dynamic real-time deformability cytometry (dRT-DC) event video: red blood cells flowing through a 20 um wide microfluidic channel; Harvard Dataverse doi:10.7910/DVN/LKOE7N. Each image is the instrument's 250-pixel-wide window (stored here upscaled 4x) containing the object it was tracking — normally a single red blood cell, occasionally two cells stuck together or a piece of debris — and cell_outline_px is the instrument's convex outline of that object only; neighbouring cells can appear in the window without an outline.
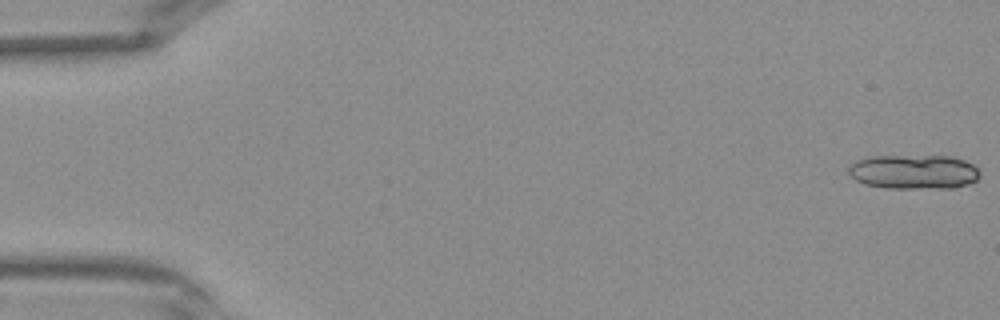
{"species": "Egyptian fruit bat (a non-hibernating species)", "species_latin": "Rousettus aegyptiacus", "temperature_condition": "warm", "stored_images_in_passage": 42, "camera_frame_rate_fps": 3000, "um_per_image_px": 0.085, "frame": {"image": 1, "passage_image": 1, "time_ms": 0.0, "image_size_px": [1000, 320], "cell_outline_px": [[980, 176], [976, 180], [968, 184], [956, 188], [884, 188], [864, 184], [848, 176], [848, 168], [856, 160], [868, 156], [948, 156], [964, 160], [972, 164], [980, 172]], "centroid_in_image_um": [77.64, 14.61], "position_along_channel_um": 7.4, "area_um2": 26.59}}
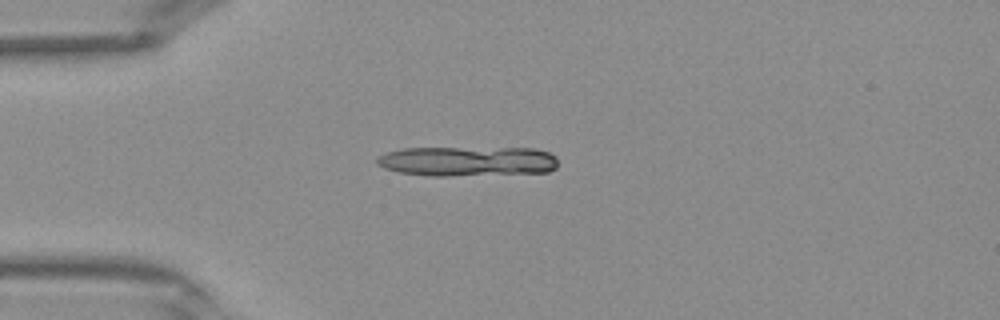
{"frame": {"image": 2, "passage_image": 11, "time_ms": 3.333, "image_size_px": [1000, 320], "cell_outline_px": [[556, 168], [548, 172], [448, 176], [432, 176], [400, 172], [384, 168], [376, 164], [376, 160], [380, 156], [388, 152], [404, 148], [536, 148], [548, 152], [556, 156]], "centroid_in_image_um": [39.76, 13.7], "position_along_channel_um": 45.2, "area_um2": 31.5}}